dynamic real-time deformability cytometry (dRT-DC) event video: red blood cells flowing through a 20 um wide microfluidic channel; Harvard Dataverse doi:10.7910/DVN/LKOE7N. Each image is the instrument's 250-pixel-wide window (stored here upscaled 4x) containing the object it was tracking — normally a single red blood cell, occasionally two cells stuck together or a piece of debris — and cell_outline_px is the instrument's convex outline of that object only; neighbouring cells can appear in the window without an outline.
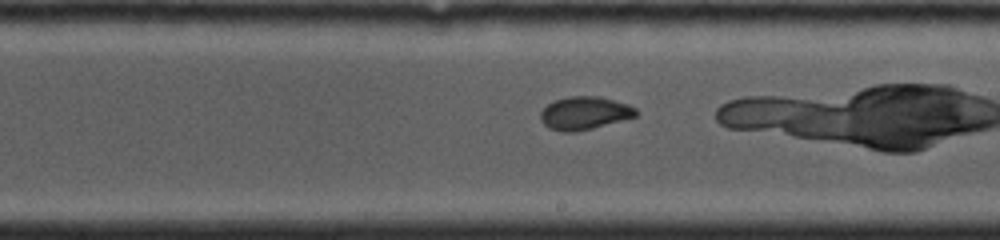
{"species": "common noctule bat (a hibernating species)", "species_latin": "Nyctalus noctula", "temperature_condition": "cold", "stored_images_in_passage": 15, "camera_frame_rate_fps": 4000, "um_per_image_px": 0.085, "animal": {"sex": "female", "body_mass_g": 19.0, "forearm_length_mm": 53.3}, "frame": {"image": 1, "passage_image": 13, "time_ms": 4.0, "image_size_px": [1000, 240], "cell_outline_px": [[636, 116], [592, 128], [576, 132], [560, 132], [548, 128], [540, 120], [540, 112], [548, 104], [556, 100], [568, 96], [600, 96], [628, 104], [636, 108]], "centroid_in_image_um": [49.65, 9.61], "position_along_channel_um": 239.4, "area_um2": 18.32}}